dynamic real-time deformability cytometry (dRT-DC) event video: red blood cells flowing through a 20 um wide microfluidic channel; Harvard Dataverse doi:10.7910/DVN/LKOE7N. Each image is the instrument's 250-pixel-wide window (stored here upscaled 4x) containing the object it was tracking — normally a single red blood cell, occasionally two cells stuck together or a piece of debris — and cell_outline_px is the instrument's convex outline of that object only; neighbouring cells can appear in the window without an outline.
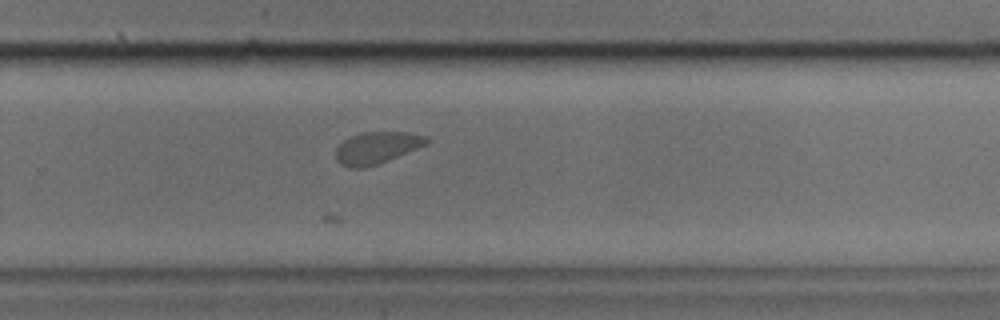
{"species": "common noctule bat (a hibernating species)", "species_latin": "Nyctalus noctula", "temperature_condition": "cold", "stored_images_in_passage": 23, "camera_frame_rate_fps": 3000, "um_per_image_px": 0.085, "animal": {"sex": "male", "body_mass_g": 17.9, "forearm_length_mm": 54.2}, "frame": {"image": 1, "passage_image": 18, "time_ms": 5.667, "image_size_px": [1000, 320], "cell_outline_px": [[428, 144], [388, 160], [364, 168], [348, 168], [340, 164], [336, 160], [336, 148], [344, 140], [352, 136], [364, 132], [408, 132], [428, 136]], "centroid_in_image_um": [32.03, 12.56], "position_along_channel_um": 297.8, "area_um2": 16.82}}
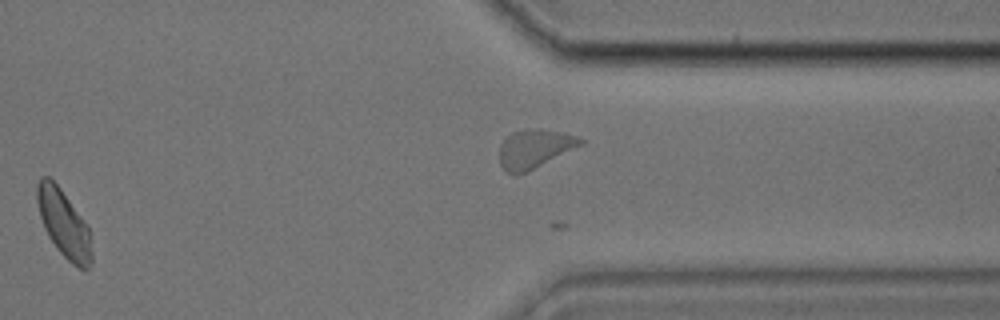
{"frame": {"image": 2, "passage_image": 22, "time_ms": 7.0, "image_size_px": [1000, 320], "cell_outline_px": [[92, 264], [84, 272], [72, 264], [56, 248], [48, 236], [44, 228], [40, 216], [36, 200], [36, 188], [40, 176], [48, 176], [60, 188], [80, 216], [88, 228], [92, 236]], "centroid_in_image_um": [5.43, 19.06], "position_along_channel_um": 406.0, "area_um2": 21.5}}